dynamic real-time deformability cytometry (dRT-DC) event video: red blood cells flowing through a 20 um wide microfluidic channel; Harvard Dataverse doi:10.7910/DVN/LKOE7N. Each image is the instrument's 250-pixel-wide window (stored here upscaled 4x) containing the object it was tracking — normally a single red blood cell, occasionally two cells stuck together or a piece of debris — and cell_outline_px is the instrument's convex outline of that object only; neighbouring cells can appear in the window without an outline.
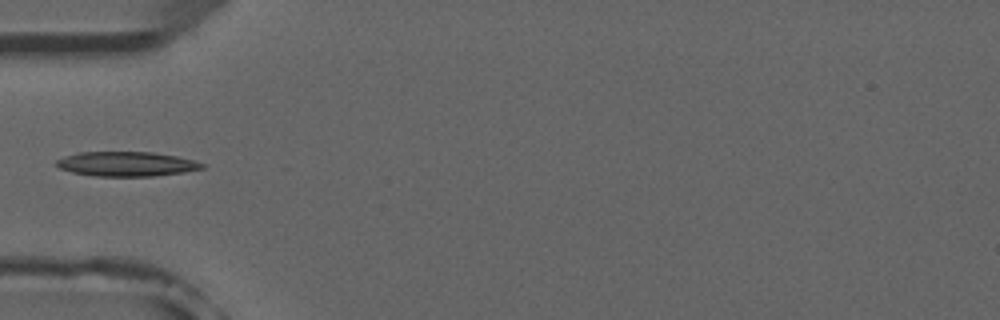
{"species": "common noctule bat (a hibernating species)", "species_latin": "Nyctalus noctula", "temperature_condition": "room temperature", "stored_images_in_passage": 6, "camera_frame_rate_fps": 3000, "um_per_image_px": 0.085, "animal": {"sex": "male", "forearm_length_mm": 52.5}, "frame": {"image": 1, "passage_image": 5, "time_ms": 4.667, "image_size_px": [1000, 320], "cell_outline_px": [[204, 168], [184, 172], [152, 176], [96, 176], [72, 172], [60, 168], [56, 164], [56, 160], [64, 156], [80, 152], [152, 152], [176, 156], [192, 160], [204, 164]], "centroid_in_image_um": [10.73, 13.93], "position_along_channel_um": 74.3, "area_um2": 20.69}}
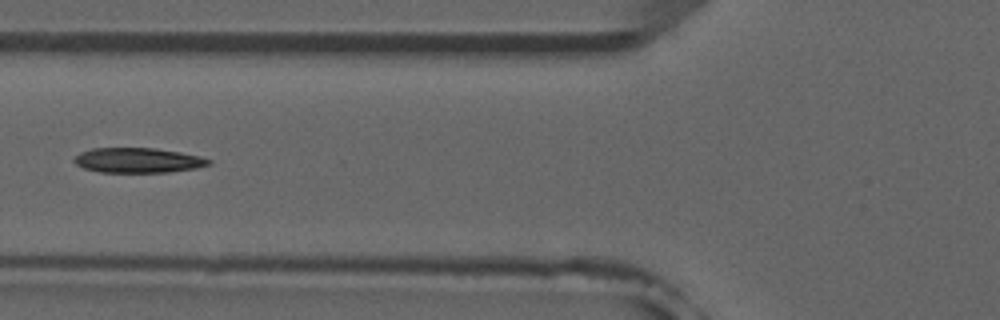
{"frame": {"image": 2, "passage_image": 6, "time_ms": 5.667, "image_size_px": [1000, 320], "cell_outline_px": [[212, 164], [196, 168], [168, 172], [100, 172], [84, 168], [76, 164], [72, 160], [72, 156], [80, 152], [92, 148], [152, 148], [180, 152], [200, 156], [212, 160]], "centroid_in_image_um": [11.7, 13.62], "position_along_channel_um": 114.1, "area_um2": 19.65}}